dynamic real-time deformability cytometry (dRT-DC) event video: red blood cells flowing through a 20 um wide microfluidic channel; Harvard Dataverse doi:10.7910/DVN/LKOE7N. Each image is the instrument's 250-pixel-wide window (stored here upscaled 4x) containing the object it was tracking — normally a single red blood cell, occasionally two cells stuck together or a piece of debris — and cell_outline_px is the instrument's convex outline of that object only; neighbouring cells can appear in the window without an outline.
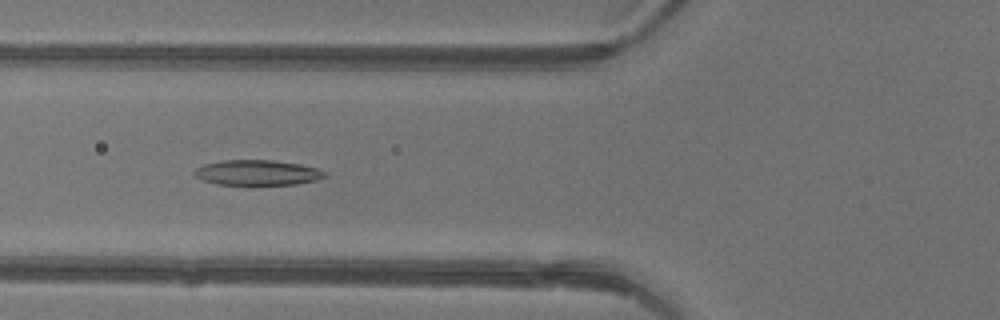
{"species": "common noctule bat (a hibernating species)", "species_latin": "Nyctalus noctula", "temperature_condition": "warm", "stored_images_in_passage": 35, "camera_frame_rate_fps": 3000, "um_per_image_px": 0.085, "animal": {"sex": "female"}, "frame": {"image": 1, "passage_image": 6, "time_ms": 1.667, "image_size_px": [1000, 320], "cell_outline_px": [[328, 176], [316, 180], [296, 184], [216, 184], [204, 180], [196, 176], [192, 172], [196, 168], [204, 164], [224, 160], [272, 160], [300, 164], [316, 168], [328, 172]], "centroid_in_image_um": [21.9, 14.66], "position_along_channel_um": 103.9, "area_um2": 19.07}}
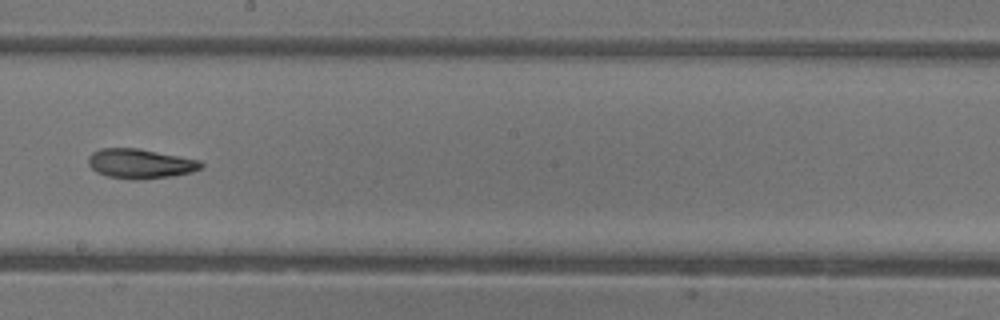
{"frame": {"image": 2, "passage_image": 15, "time_ms": 4.667, "image_size_px": [1000, 320], "cell_outline_px": [[204, 164], [200, 168], [192, 172], [172, 176], [136, 180], [132, 180], [108, 176], [96, 172], [88, 164], [88, 156], [92, 152], [100, 148], [136, 148], [200, 160]], "centroid_in_image_um": [11.9, 13.91], "position_along_channel_um": 236.3, "area_um2": 19.42}}
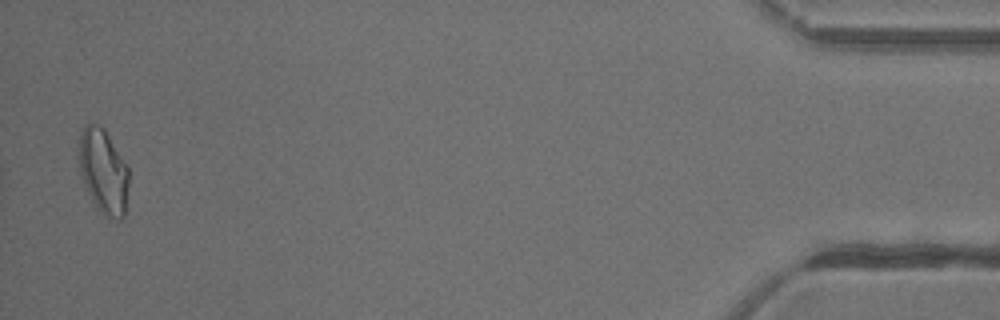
{"frame": {"image": 3, "passage_image": 34, "time_ms": 11.0, "image_size_px": [1000, 320], "cell_outline_px": [[128, 184], [124, 216], [120, 220], [116, 220], [104, 216], [96, 208], [84, 184], [80, 172], [80, 132], [84, 124], [96, 124], [104, 128], [128, 168]], "centroid_in_image_um": [8.79, 14.59], "position_along_channel_um": 426.4, "area_um2": 24.33}, "authors_computed_cell_mechanics": {"area_um2": 19.5942, "velocity_mm_per_s": 4.4068, "shape_relaxation_time_tau1_ms": 6.9432, "shape_relaxation_time_tau2_ms": 4.1971, "deformation_change_tau1": 0.1978, "deformation_change_tau2": 0.1147}}